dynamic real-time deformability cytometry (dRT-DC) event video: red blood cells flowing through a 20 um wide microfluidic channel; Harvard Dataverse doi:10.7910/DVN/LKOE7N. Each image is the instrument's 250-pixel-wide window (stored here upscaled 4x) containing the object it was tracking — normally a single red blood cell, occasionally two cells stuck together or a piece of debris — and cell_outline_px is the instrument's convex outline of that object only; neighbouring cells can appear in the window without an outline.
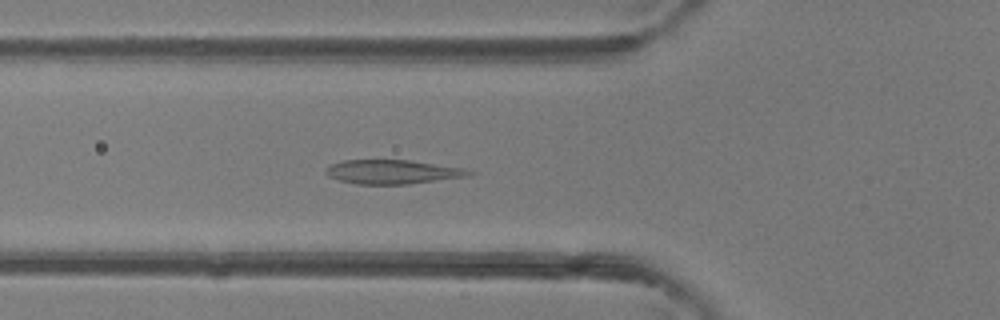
{"species": "common noctule bat (a hibernating species)", "species_latin": "Nyctalus noctula", "temperature_condition": "room temperature", "stored_images_in_passage": 47, "camera_frame_rate_fps": 3000, "um_per_image_px": 0.085, "animal": {"sex": "female"}, "frame": {"image": 1, "passage_image": 16, "time_ms": 5.0, "image_size_px": [1000, 320], "cell_outline_px": [[476, 172], [468, 176], [408, 184], [356, 184], [340, 180], [328, 176], [324, 172], [324, 168], [328, 164], [344, 160], [408, 160], [460, 168]], "centroid_in_image_um": [33.27, 14.61], "position_along_channel_um": 92.5, "area_um2": 19.94}}
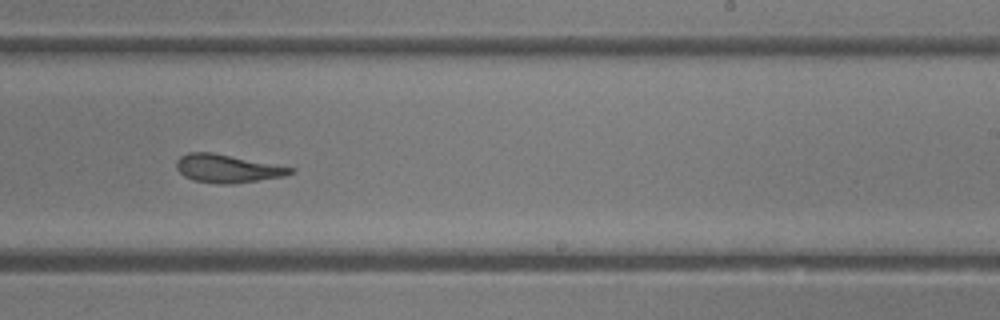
{"frame": {"image": 2, "passage_image": 28, "time_ms": 9.0, "image_size_px": [1000, 320], "cell_outline_px": [[296, 168], [292, 172], [284, 176], [232, 184], [216, 184], [192, 180], [184, 176], [176, 168], [176, 160], [180, 156], [188, 152], [212, 152]], "centroid_in_image_um": [19.29, 14.32], "position_along_channel_um": 269.7, "area_um2": 18.73}}
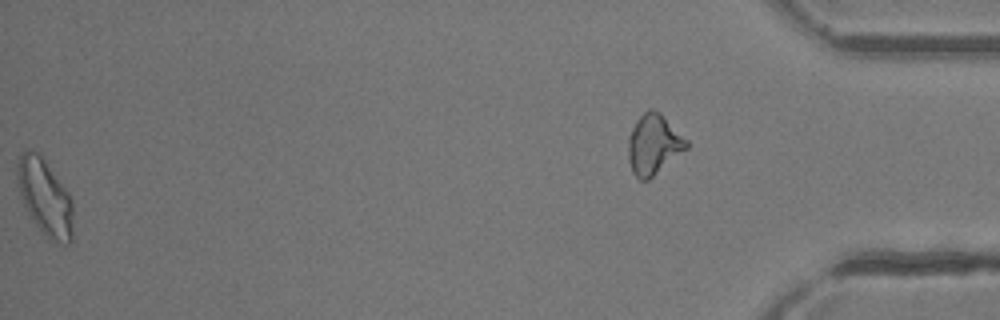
{"frame": {"image": 3, "passage_image": 46, "time_ms": 15.0, "image_size_px": [1000, 320], "cell_outline_px": [[72, 240], [68, 244], [56, 244], [36, 224], [28, 212], [24, 204], [16, 180], [16, 164], [24, 148], [32, 148], [40, 152], [68, 192], [72, 200]], "centroid_in_image_um": [3.81, 16.69], "position_along_channel_um": 431.4, "area_um2": 24.97}, "authors_computed_cell_mechanics": {"area_um2": 19.9988, "velocity_mm_per_s": 4.4197, "shape_relaxation_time_tau1_ms": 7.6898, "shape_relaxation_time_tau2_ms": 1.274, "deformation_change_tau1": 0.2299, "deformation_change_tau2": 0.0833}}